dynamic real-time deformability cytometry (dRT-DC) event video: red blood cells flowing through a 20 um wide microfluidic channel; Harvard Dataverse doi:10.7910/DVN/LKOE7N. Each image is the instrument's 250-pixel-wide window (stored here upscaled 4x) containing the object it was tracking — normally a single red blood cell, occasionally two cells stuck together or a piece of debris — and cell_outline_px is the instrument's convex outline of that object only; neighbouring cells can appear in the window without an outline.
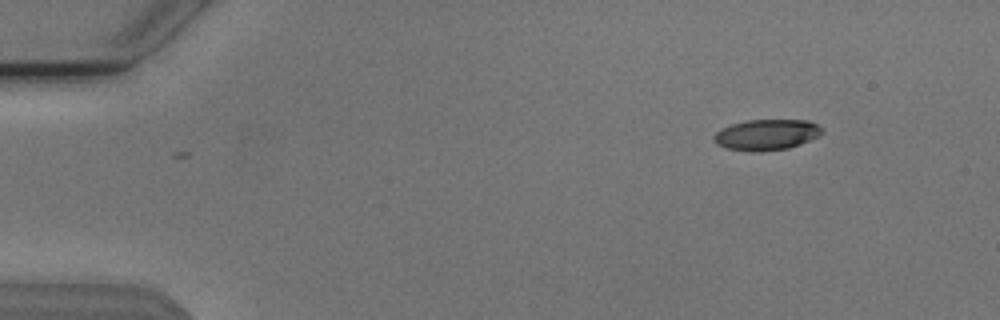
{"species": "Egyptian fruit bat (a non-hibernating species)", "species_latin": "Rousettus aegyptiacus", "temperature_condition": "cold", "stored_images_in_passage": 49, "camera_frame_rate_fps": 3000, "um_per_image_px": 0.085, "animal": {"sex": "male"}, "frame": {"image": 1, "passage_image": 1, "time_ms": 0.0, "image_size_px": [1000, 320], "cell_outline_px": [[824, 132], [820, 136], [800, 144], [788, 148], [760, 152], [752, 152], [724, 148], [716, 144], [712, 140], [712, 136], [720, 128], [732, 124], [748, 120], [808, 120], [816, 124]], "centroid_in_image_um": [65.11, 11.46], "position_along_channel_um": 19.9, "area_um2": 19.65}}
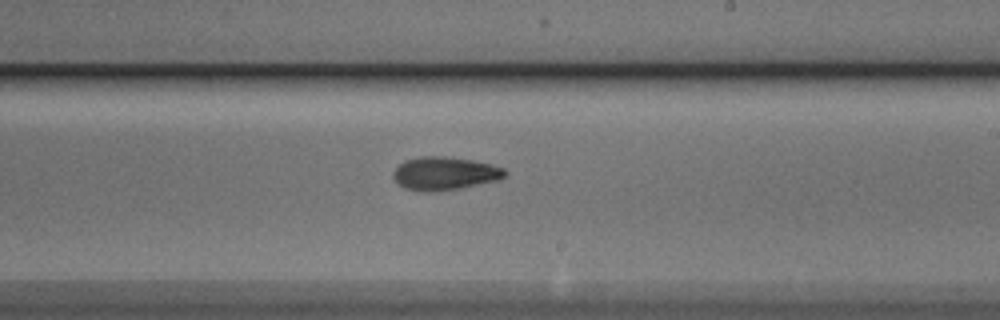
{"frame": {"image": 2, "passage_image": 27, "time_ms": 8.667, "image_size_px": [1000, 320], "cell_outline_px": [[508, 176], [500, 180], [460, 188], [404, 188], [392, 176], [392, 172], [404, 160], [420, 156], [444, 156], [472, 160], [492, 164], [504, 168], [508, 172]], "centroid_in_image_um": [37.89, 14.68], "position_along_channel_um": 251.1, "area_um2": 20.92}}
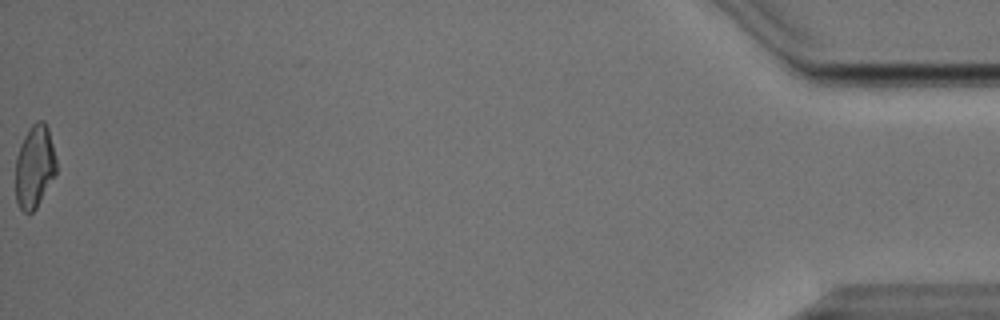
{"frame": {"image": 3, "passage_image": 49, "time_ms": 16.0, "image_size_px": [1000, 320], "cell_outline_px": [[56, 172], [36, 208], [32, 212], [24, 212], [16, 204], [16, 156], [20, 144], [24, 136], [32, 124], [36, 120], [44, 120], [48, 128], [56, 160]], "centroid_in_image_um": [2.92, 14.14], "position_along_channel_um": 432.3, "area_um2": 19.54}, "authors_computed_cell_mechanics": {"area_um2": 20.519, "velocity_mm_per_s": 3.8161, "shape_relaxation_time_tau1_ms": 5.7361, "shape_relaxation_time_tau2_ms": 3.539, "deformation_change_tau1": 0.166, "deformation_change_tau2": 0.1023}}